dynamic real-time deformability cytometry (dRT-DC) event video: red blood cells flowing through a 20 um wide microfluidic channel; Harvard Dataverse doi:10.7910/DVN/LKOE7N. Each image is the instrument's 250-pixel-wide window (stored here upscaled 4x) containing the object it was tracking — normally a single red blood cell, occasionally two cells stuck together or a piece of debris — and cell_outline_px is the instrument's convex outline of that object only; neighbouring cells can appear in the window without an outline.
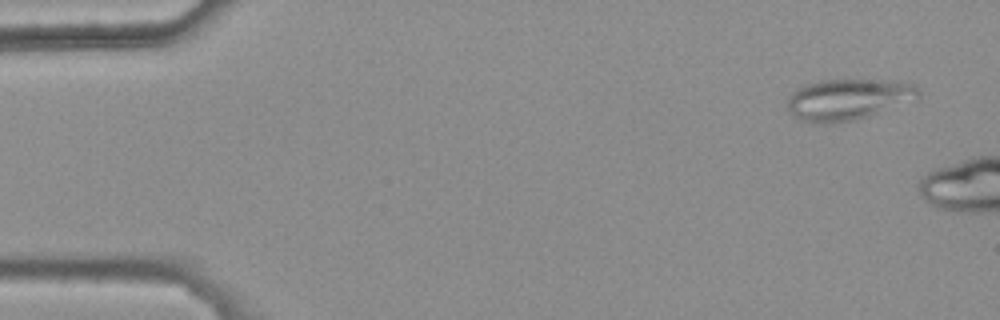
{"species": "common noctule bat (a hibernating species)", "species_latin": "Nyctalus noctula", "temperature_condition": "warm", "stored_images_in_passage": 16, "camera_frame_rate_fps": 3000, "um_per_image_px": 0.085, "animal": {"sex": "female", "body_mass_g": 25.1}, "frame": {"image": 1, "passage_image": 3, "time_ms": 0.667, "image_size_px": [1000, 320], "cell_outline_px": [[920, 96], [916, 100], [856, 120], [816, 124], [800, 120], [788, 112], [788, 100], [792, 92], [796, 88], [820, 80], [896, 80], [916, 84], [920, 92]], "centroid_in_image_um": [72.12, 8.44], "position_along_channel_um": 12.9, "area_um2": 31.67}}